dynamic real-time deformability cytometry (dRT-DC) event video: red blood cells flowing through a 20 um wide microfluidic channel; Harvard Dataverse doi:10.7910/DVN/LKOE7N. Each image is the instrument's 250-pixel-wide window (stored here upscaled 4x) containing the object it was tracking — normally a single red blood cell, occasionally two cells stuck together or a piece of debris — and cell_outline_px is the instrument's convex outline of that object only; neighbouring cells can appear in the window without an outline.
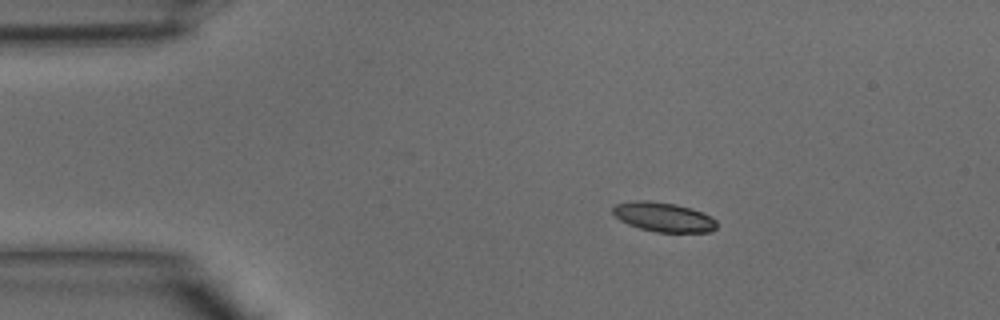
{"species": "common noctule bat (a hibernating species)", "species_latin": "Nyctalus noctula", "temperature_condition": "warm", "stored_images_in_passage": 34, "camera_frame_rate_fps": 3000, "um_per_image_px": 0.085, "animal": {"sex": "male", "body_mass_g": 15.6}, "frame": {"image": 1, "passage_image": 1, "time_ms": 0.0, "image_size_px": [1000, 320], "cell_outline_px": [[716, 228], [708, 232], [656, 232], [640, 228], [628, 224], [620, 220], [612, 212], [612, 208], [616, 204], [632, 200], [648, 200], [676, 204], [692, 208], [716, 220]], "centroid_in_image_um": [56.36, 18.44], "position_along_channel_um": 28.6, "area_um2": 17.74}}
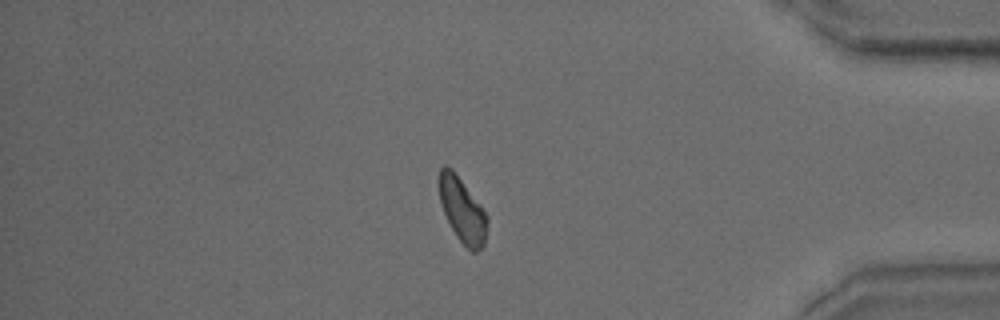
{"frame": {"image": 2, "passage_image": 28, "time_ms": 9.0, "image_size_px": [1000, 320], "cell_outline_px": [[488, 224], [484, 244], [476, 252], [472, 252], [456, 236], [444, 212], [440, 200], [436, 180], [440, 168], [444, 164], [452, 168], [488, 216]], "centroid_in_image_um": [39.26, 17.81], "position_along_channel_um": 395.9, "area_um2": 18.09}}
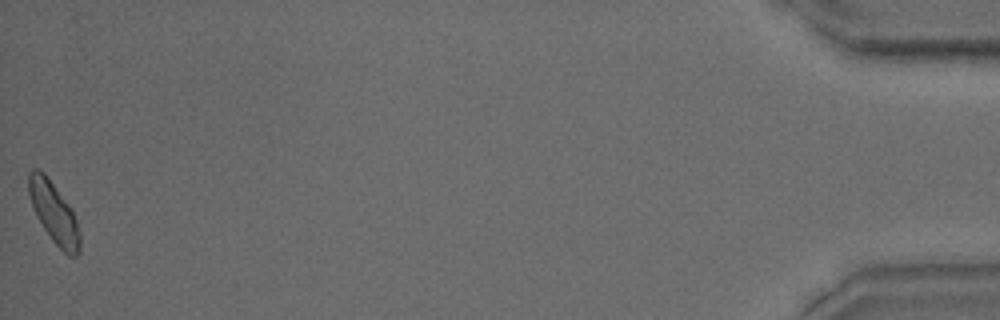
{"frame": {"image": 3, "passage_image": 34, "time_ms": 11.0, "image_size_px": [1000, 320], "cell_outline_px": [[80, 252], [76, 256], [68, 256], [52, 240], [36, 216], [28, 192], [28, 172], [32, 168], [36, 168], [44, 172], [72, 208], [80, 236]], "centroid_in_image_um": [4.58, 18.06], "position_along_channel_um": 430.6, "area_um2": 18.09}}